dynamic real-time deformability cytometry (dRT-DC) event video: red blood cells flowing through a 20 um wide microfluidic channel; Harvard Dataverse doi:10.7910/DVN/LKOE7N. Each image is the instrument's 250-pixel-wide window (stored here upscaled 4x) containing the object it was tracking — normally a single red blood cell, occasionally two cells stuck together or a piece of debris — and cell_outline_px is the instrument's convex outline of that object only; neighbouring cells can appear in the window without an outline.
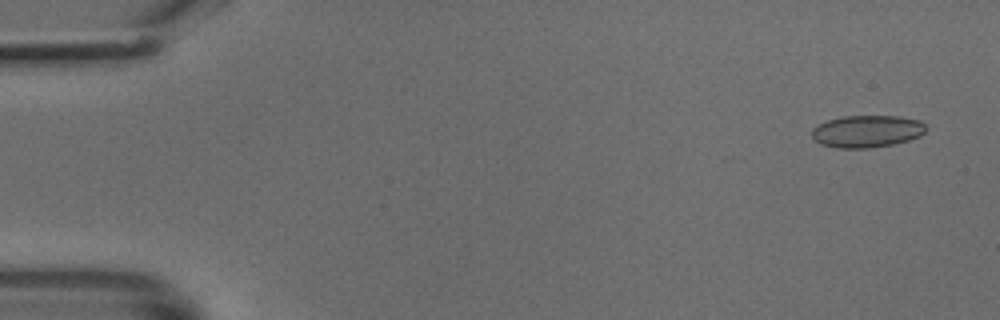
{"species": "common noctule bat (a hibernating species)", "species_latin": "Nyctalus noctula", "temperature_condition": "cold", "stored_images_in_passage": 11, "camera_frame_rate_fps": 3000, "um_per_image_px": 0.085, "animal": {"sex": "male", "body_mass_g": 18.8}, "frame": {"image": 1, "passage_image": 2, "time_ms": 0.333, "image_size_px": [1000, 320], "cell_outline_px": [[928, 128], [920, 136], [908, 140], [892, 144], [868, 148], [836, 148], [820, 144], [812, 140], [812, 128], [828, 120], [844, 116], [900, 116], [920, 120]], "centroid_in_image_um": [73.68, 11.16], "position_along_channel_um": 11.3, "area_um2": 21.5}}